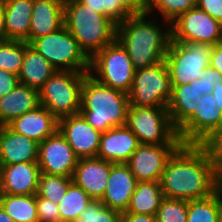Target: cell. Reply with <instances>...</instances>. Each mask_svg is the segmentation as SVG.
Returning <instances> with one entry per match:
<instances>
[{
    "label": "cell",
    "mask_w": 222,
    "mask_h": 222,
    "mask_svg": "<svg viewBox=\"0 0 222 222\" xmlns=\"http://www.w3.org/2000/svg\"><path fill=\"white\" fill-rule=\"evenodd\" d=\"M164 197L197 200L222 185V147L181 144L166 162L160 180Z\"/></svg>",
    "instance_id": "1"
},
{
    "label": "cell",
    "mask_w": 222,
    "mask_h": 222,
    "mask_svg": "<svg viewBox=\"0 0 222 222\" xmlns=\"http://www.w3.org/2000/svg\"><path fill=\"white\" fill-rule=\"evenodd\" d=\"M146 17L147 14L129 16L116 26V39L136 70L164 61L171 41V26L163 31L155 20Z\"/></svg>",
    "instance_id": "2"
},
{
    "label": "cell",
    "mask_w": 222,
    "mask_h": 222,
    "mask_svg": "<svg viewBox=\"0 0 222 222\" xmlns=\"http://www.w3.org/2000/svg\"><path fill=\"white\" fill-rule=\"evenodd\" d=\"M129 95L107 87L91 74L83 80L80 113L86 121L100 132L126 125Z\"/></svg>",
    "instance_id": "3"
},
{
    "label": "cell",
    "mask_w": 222,
    "mask_h": 222,
    "mask_svg": "<svg viewBox=\"0 0 222 222\" xmlns=\"http://www.w3.org/2000/svg\"><path fill=\"white\" fill-rule=\"evenodd\" d=\"M64 26L89 59L116 39L117 24L80 0L64 2Z\"/></svg>",
    "instance_id": "4"
},
{
    "label": "cell",
    "mask_w": 222,
    "mask_h": 222,
    "mask_svg": "<svg viewBox=\"0 0 222 222\" xmlns=\"http://www.w3.org/2000/svg\"><path fill=\"white\" fill-rule=\"evenodd\" d=\"M88 73L57 70L39 89L40 105L58 120L80 113L82 84Z\"/></svg>",
    "instance_id": "5"
},
{
    "label": "cell",
    "mask_w": 222,
    "mask_h": 222,
    "mask_svg": "<svg viewBox=\"0 0 222 222\" xmlns=\"http://www.w3.org/2000/svg\"><path fill=\"white\" fill-rule=\"evenodd\" d=\"M126 126L136 135L140 144H182L167 107L129 105Z\"/></svg>",
    "instance_id": "6"
},
{
    "label": "cell",
    "mask_w": 222,
    "mask_h": 222,
    "mask_svg": "<svg viewBox=\"0 0 222 222\" xmlns=\"http://www.w3.org/2000/svg\"><path fill=\"white\" fill-rule=\"evenodd\" d=\"M29 45L44 56L56 70L73 72L90 70V59L80 49L77 40L65 26L34 39Z\"/></svg>",
    "instance_id": "7"
},
{
    "label": "cell",
    "mask_w": 222,
    "mask_h": 222,
    "mask_svg": "<svg viewBox=\"0 0 222 222\" xmlns=\"http://www.w3.org/2000/svg\"><path fill=\"white\" fill-rule=\"evenodd\" d=\"M135 71L128 52L117 39L90 59L89 74L93 78L107 87L127 94L130 92Z\"/></svg>",
    "instance_id": "8"
},
{
    "label": "cell",
    "mask_w": 222,
    "mask_h": 222,
    "mask_svg": "<svg viewBox=\"0 0 222 222\" xmlns=\"http://www.w3.org/2000/svg\"><path fill=\"white\" fill-rule=\"evenodd\" d=\"M211 44L170 41L165 56L171 85H183L202 78L203 70L210 65Z\"/></svg>",
    "instance_id": "9"
},
{
    "label": "cell",
    "mask_w": 222,
    "mask_h": 222,
    "mask_svg": "<svg viewBox=\"0 0 222 222\" xmlns=\"http://www.w3.org/2000/svg\"><path fill=\"white\" fill-rule=\"evenodd\" d=\"M182 144L222 147V110L212 94L202 95L194 114L177 130Z\"/></svg>",
    "instance_id": "10"
},
{
    "label": "cell",
    "mask_w": 222,
    "mask_h": 222,
    "mask_svg": "<svg viewBox=\"0 0 222 222\" xmlns=\"http://www.w3.org/2000/svg\"><path fill=\"white\" fill-rule=\"evenodd\" d=\"M128 95L130 106L167 107L172 85L165 61L137 69Z\"/></svg>",
    "instance_id": "11"
},
{
    "label": "cell",
    "mask_w": 222,
    "mask_h": 222,
    "mask_svg": "<svg viewBox=\"0 0 222 222\" xmlns=\"http://www.w3.org/2000/svg\"><path fill=\"white\" fill-rule=\"evenodd\" d=\"M171 41L179 43H222V23L197 6L180 14L171 22Z\"/></svg>",
    "instance_id": "12"
},
{
    "label": "cell",
    "mask_w": 222,
    "mask_h": 222,
    "mask_svg": "<svg viewBox=\"0 0 222 222\" xmlns=\"http://www.w3.org/2000/svg\"><path fill=\"white\" fill-rule=\"evenodd\" d=\"M78 160L59 130L39 144L38 165L41 173L72 177Z\"/></svg>",
    "instance_id": "13"
},
{
    "label": "cell",
    "mask_w": 222,
    "mask_h": 222,
    "mask_svg": "<svg viewBox=\"0 0 222 222\" xmlns=\"http://www.w3.org/2000/svg\"><path fill=\"white\" fill-rule=\"evenodd\" d=\"M179 146L139 144L126 164L138 182L160 181L166 162Z\"/></svg>",
    "instance_id": "14"
},
{
    "label": "cell",
    "mask_w": 222,
    "mask_h": 222,
    "mask_svg": "<svg viewBox=\"0 0 222 222\" xmlns=\"http://www.w3.org/2000/svg\"><path fill=\"white\" fill-rule=\"evenodd\" d=\"M58 130L78 158L97 157L102 132L94 129L81 113L59 119Z\"/></svg>",
    "instance_id": "15"
},
{
    "label": "cell",
    "mask_w": 222,
    "mask_h": 222,
    "mask_svg": "<svg viewBox=\"0 0 222 222\" xmlns=\"http://www.w3.org/2000/svg\"><path fill=\"white\" fill-rule=\"evenodd\" d=\"M137 182L126 163H113L105 192L100 201L111 209L121 213L125 212Z\"/></svg>",
    "instance_id": "16"
},
{
    "label": "cell",
    "mask_w": 222,
    "mask_h": 222,
    "mask_svg": "<svg viewBox=\"0 0 222 222\" xmlns=\"http://www.w3.org/2000/svg\"><path fill=\"white\" fill-rule=\"evenodd\" d=\"M41 171L38 162H21L1 168L0 194L36 195Z\"/></svg>",
    "instance_id": "17"
},
{
    "label": "cell",
    "mask_w": 222,
    "mask_h": 222,
    "mask_svg": "<svg viewBox=\"0 0 222 222\" xmlns=\"http://www.w3.org/2000/svg\"><path fill=\"white\" fill-rule=\"evenodd\" d=\"M112 162L98 157L79 158L72 179L93 200H100L105 192Z\"/></svg>",
    "instance_id": "18"
},
{
    "label": "cell",
    "mask_w": 222,
    "mask_h": 222,
    "mask_svg": "<svg viewBox=\"0 0 222 222\" xmlns=\"http://www.w3.org/2000/svg\"><path fill=\"white\" fill-rule=\"evenodd\" d=\"M139 144L126 125L111 128L102 132L97 157L112 163H126Z\"/></svg>",
    "instance_id": "19"
},
{
    "label": "cell",
    "mask_w": 222,
    "mask_h": 222,
    "mask_svg": "<svg viewBox=\"0 0 222 222\" xmlns=\"http://www.w3.org/2000/svg\"><path fill=\"white\" fill-rule=\"evenodd\" d=\"M7 126L16 133L40 144L58 130V119L48 109L40 105L13 119Z\"/></svg>",
    "instance_id": "20"
},
{
    "label": "cell",
    "mask_w": 222,
    "mask_h": 222,
    "mask_svg": "<svg viewBox=\"0 0 222 222\" xmlns=\"http://www.w3.org/2000/svg\"><path fill=\"white\" fill-rule=\"evenodd\" d=\"M39 143L16 133L7 125L0 126L1 166L21 162H38Z\"/></svg>",
    "instance_id": "21"
},
{
    "label": "cell",
    "mask_w": 222,
    "mask_h": 222,
    "mask_svg": "<svg viewBox=\"0 0 222 222\" xmlns=\"http://www.w3.org/2000/svg\"><path fill=\"white\" fill-rule=\"evenodd\" d=\"M63 26V0H34L29 29V44L34 39L53 33Z\"/></svg>",
    "instance_id": "22"
},
{
    "label": "cell",
    "mask_w": 222,
    "mask_h": 222,
    "mask_svg": "<svg viewBox=\"0 0 222 222\" xmlns=\"http://www.w3.org/2000/svg\"><path fill=\"white\" fill-rule=\"evenodd\" d=\"M201 97L199 79L183 85H172L167 110L177 130L194 114Z\"/></svg>",
    "instance_id": "23"
},
{
    "label": "cell",
    "mask_w": 222,
    "mask_h": 222,
    "mask_svg": "<svg viewBox=\"0 0 222 222\" xmlns=\"http://www.w3.org/2000/svg\"><path fill=\"white\" fill-rule=\"evenodd\" d=\"M40 106L39 90L18 83L9 94L0 97V126Z\"/></svg>",
    "instance_id": "24"
},
{
    "label": "cell",
    "mask_w": 222,
    "mask_h": 222,
    "mask_svg": "<svg viewBox=\"0 0 222 222\" xmlns=\"http://www.w3.org/2000/svg\"><path fill=\"white\" fill-rule=\"evenodd\" d=\"M34 0H8L4 6L6 38L26 41L29 44V29Z\"/></svg>",
    "instance_id": "25"
},
{
    "label": "cell",
    "mask_w": 222,
    "mask_h": 222,
    "mask_svg": "<svg viewBox=\"0 0 222 222\" xmlns=\"http://www.w3.org/2000/svg\"><path fill=\"white\" fill-rule=\"evenodd\" d=\"M56 71L44 56L24 41V58L18 75L19 83L39 90Z\"/></svg>",
    "instance_id": "26"
},
{
    "label": "cell",
    "mask_w": 222,
    "mask_h": 222,
    "mask_svg": "<svg viewBox=\"0 0 222 222\" xmlns=\"http://www.w3.org/2000/svg\"><path fill=\"white\" fill-rule=\"evenodd\" d=\"M163 198L160 181L137 182L130 204L125 212L156 215Z\"/></svg>",
    "instance_id": "27"
},
{
    "label": "cell",
    "mask_w": 222,
    "mask_h": 222,
    "mask_svg": "<svg viewBox=\"0 0 222 222\" xmlns=\"http://www.w3.org/2000/svg\"><path fill=\"white\" fill-rule=\"evenodd\" d=\"M0 205L15 222H39L36 195L0 194Z\"/></svg>",
    "instance_id": "28"
},
{
    "label": "cell",
    "mask_w": 222,
    "mask_h": 222,
    "mask_svg": "<svg viewBox=\"0 0 222 222\" xmlns=\"http://www.w3.org/2000/svg\"><path fill=\"white\" fill-rule=\"evenodd\" d=\"M92 200L85 190L72 182L58 204L61 222H75Z\"/></svg>",
    "instance_id": "29"
},
{
    "label": "cell",
    "mask_w": 222,
    "mask_h": 222,
    "mask_svg": "<svg viewBox=\"0 0 222 222\" xmlns=\"http://www.w3.org/2000/svg\"><path fill=\"white\" fill-rule=\"evenodd\" d=\"M219 188L204 199L188 201L187 222H218Z\"/></svg>",
    "instance_id": "30"
},
{
    "label": "cell",
    "mask_w": 222,
    "mask_h": 222,
    "mask_svg": "<svg viewBox=\"0 0 222 222\" xmlns=\"http://www.w3.org/2000/svg\"><path fill=\"white\" fill-rule=\"evenodd\" d=\"M72 182V177L41 173L36 195H40L43 198L59 204Z\"/></svg>",
    "instance_id": "31"
},
{
    "label": "cell",
    "mask_w": 222,
    "mask_h": 222,
    "mask_svg": "<svg viewBox=\"0 0 222 222\" xmlns=\"http://www.w3.org/2000/svg\"><path fill=\"white\" fill-rule=\"evenodd\" d=\"M24 58V41L7 39L0 42V69L19 75Z\"/></svg>",
    "instance_id": "32"
},
{
    "label": "cell",
    "mask_w": 222,
    "mask_h": 222,
    "mask_svg": "<svg viewBox=\"0 0 222 222\" xmlns=\"http://www.w3.org/2000/svg\"><path fill=\"white\" fill-rule=\"evenodd\" d=\"M197 0H147V15L157 9L163 21L171 25L180 14L196 7Z\"/></svg>",
    "instance_id": "33"
},
{
    "label": "cell",
    "mask_w": 222,
    "mask_h": 222,
    "mask_svg": "<svg viewBox=\"0 0 222 222\" xmlns=\"http://www.w3.org/2000/svg\"><path fill=\"white\" fill-rule=\"evenodd\" d=\"M188 201L164 197L156 213L157 222H187Z\"/></svg>",
    "instance_id": "34"
},
{
    "label": "cell",
    "mask_w": 222,
    "mask_h": 222,
    "mask_svg": "<svg viewBox=\"0 0 222 222\" xmlns=\"http://www.w3.org/2000/svg\"><path fill=\"white\" fill-rule=\"evenodd\" d=\"M122 213L107 207L100 200H92L75 222H119Z\"/></svg>",
    "instance_id": "35"
},
{
    "label": "cell",
    "mask_w": 222,
    "mask_h": 222,
    "mask_svg": "<svg viewBox=\"0 0 222 222\" xmlns=\"http://www.w3.org/2000/svg\"><path fill=\"white\" fill-rule=\"evenodd\" d=\"M147 14V0H112V21L123 22L129 16Z\"/></svg>",
    "instance_id": "36"
},
{
    "label": "cell",
    "mask_w": 222,
    "mask_h": 222,
    "mask_svg": "<svg viewBox=\"0 0 222 222\" xmlns=\"http://www.w3.org/2000/svg\"><path fill=\"white\" fill-rule=\"evenodd\" d=\"M39 222H61L58 204L36 195Z\"/></svg>",
    "instance_id": "37"
},
{
    "label": "cell",
    "mask_w": 222,
    "mask_h": 222,
    "mask_svg": "<svg viewBox=\"0 0 222 222\" xmlns=\"http://www.w3.org/2000/svg\"><path fill=\"white\" fill-rule=\"evenodd\" d=\"M218 82H222V74L211 65L206 66L202 78H199L202 95L211 93L214 90V84Z\"/></svg>",
    "instance_id": "38"
},
{
    "label": "cell",
    "mask_w": 222,
    "mask_h": 222,
    "mask_svg": "<svg viewBox=\"0 0 222 222\" xmlns=\"http://www.w3.org/2000/svg\"><path fill=\"white\" fill-rule=\"evenodd\" d=\"M196 6L222 23V0H197Z\"/></svg>",
    "instance_id": "39"
},
{
    "label": "cell",
    "mask_w": 222,
    "mask_h": 222,
    "mask_svg": "<svg viewBox=\"0 0 222 222\" xmlns=\"http://www.w3.org/2000/svg\"><path fill=\"white\" fill-rule=\"evenodd\" d=\"M19 83L18 76L0 69V97L9 94Z\"/></svg>",
    "instance_id": "40"
},
{
    "label": "cell",
    "mask_w": 222,
    "mask_h": 222,
    "mask_svg": "<svg viewBox=\"0 0 222 222\" xmlns=\"http://www.w3.org/2000/svg\"><path fill=\"white\" fill-rule=\"evenodd\" d=\"M122 219L124 222H157L156 215L137 214L123 212Z\"/></svg>",
    "instance_id": "41"
},
{
    "label": "cell",
    "mask_w": 222,
    "mask_h": 222,
    "mask_svg": "<svg viewBox=\"0 0 222 222\" xmlns=\"http://www.w3.org/2000/svg\"><path fill=\"white\" fill-rule=\"evenodd\" d=\"M210 65L222 74V43L212 46Z\"/></svg>",
    "instance_id": "42"
},
{
    "label": "cell",
    "mask_w": 222,
    "mask_h": 222,
    "mask_svg": "<svg viewBox=\"0 0 222 222\" xmlns=\"http://www.w3.org/2000/svg\"><path fill=\"white\" fill-rule=\"evenodd\" d=\"M84 5L103 15V0H80Z\"/></svg>",
    "instance_id": "43"
},
{
    "label": "cell",
    "mask_w": 222,
    "mask_h": 222,
    "mask_svg": "<svg viewBox=\"0 0 222 222\" xmlns=\"http://www.w3.org/2000/svg\"><path fill=\"white\" fill-rule=\"evenodd\" d=\"M212 97L215 98V102L218 108L222 110V82L214 84V90L211 92Z\"/></svg>",
    "instance_id": "44"
},
{
    "label": "cell",
    "mask_w": 222,
    "mask_h": 222,
    "mask_svg": "<svg viewBox=\"0 0 222 222\" xmlns=\"http://www.w3.org/2000/svg\"><path fill=\"white\" fill-rule=\"evenodd\" d=\"M7 40L4 26V6L0 3V42Z\"/></svg>",
    "instance_id": "45"
},
{
    "label": "cell",
    "mask_w": 222,
    "mask_h": 222,
    "mask_svg": "<svg viewBox=\"0 0 222 222\" xmlns=\"http://www.w3.org/2000/svg\"><path fill=\"white\" fill-rule=\"evenodd\" d=\"M103 15L112 20V0H103Z\"/></svg>",
    "instance_id": "46"
},
{
    "label": "cell",
    "mask_w": 222,
    "mask_h": 222,
    "mask_svg": "<svg viewBox=\"0 0 222 222\" xmlns=\"http://www.w3.org/2000/svg\"><path fill=\"white\" fill-rule=\"evenodd\" d=\"M0 222H15L0 205Z\"/></svg>",
    "instance_id": "47"
},
{
    "label": "cell",
    "mask_w": 222,
    "mask_h": 222,
    "mask_svg": "<svg viewBox=\"0 0 222 222\" xmlns=\"http://www.w3.org/2000/svg\"><path fill=\"white\" fill-rule=\"evenodd\" d=\"M218 222H222V185L219 187V216Z\"/></svg>",
    "instance_id": "48"
},
{
    "label": "cell",
    "mask_w": 222,
    "mask_h": 222,
    "mask_svg": "<svg viewBox=\"0 0 222 222\" xmlns=\"http://www.w3.org/2000/svg\"><path fill=\"white\" fill-rule=\"evenodd\" d=\"M8 0H0V3H6Z\"/></svg>",
    "instance_id": "49"
},
{
    "label": "cell",
    "mask_w": 222,
    "mask_h": 222,
    "mask_svg": "<svg viewBox=\"0 0 222 222\" xmlns=\"http://www.w3.org/2000/svg\"><path fill=\"white\" fill-rule=\"evenodd\" d=\"M1 168H2V166H1V163H0V183H1Z\"/></svg>",
    "instance_id": "50"
},
{
    "label": "cell",
    "mask_w": 222,
    "mask_h": 222,
    "mask_svg": "<svg viewBox=\"0 0 222 222\" xmlns=\"http://www.w3.org/2000/svg\"><path fill=\"white\" fill-rule=\"evenodd\" d=\"M64 2H70V1H74V0H63Z\"/></svg>",
    "instance_id": "51"
}]
</instances>
